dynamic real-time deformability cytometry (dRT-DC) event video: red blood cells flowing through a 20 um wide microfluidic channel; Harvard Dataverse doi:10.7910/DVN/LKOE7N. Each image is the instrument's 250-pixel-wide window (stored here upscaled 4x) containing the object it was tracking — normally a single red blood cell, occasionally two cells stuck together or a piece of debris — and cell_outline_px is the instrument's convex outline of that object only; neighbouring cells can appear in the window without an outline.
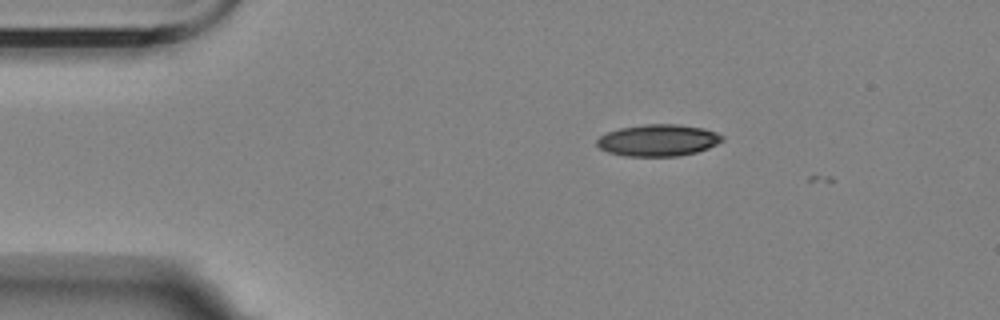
{"species": "Egyptian fruit bat (a non-hibernating species)", "species_latin": "Rousettus aegyptiacus", "temperature_condition": "room temperature", "stored_images_in_passage": 5, "camera_frame_rate_fps": 3000, "um_per_image_px": 0.085, "animal": {"sex": "female"}, "frame": {"image": 1, "passage_image": 2, "time_ms": 1.0, "image_size_px": [1000, 320], "cell_outline_px": [[724, 140], [708, 148], [696, 152], [680, 156], [624, 156], [608, 152], [600, 148], [596, 144], [596, 140], [600, 136], [608, 132], [620, 128], [644, 124], [680, 124], [704, 128], [716, 132], [724, 136]], "centroid_in_image_um": [55.95, 11.92], "position_along_channel_um": 29.0, "area_um2": 23.29}}
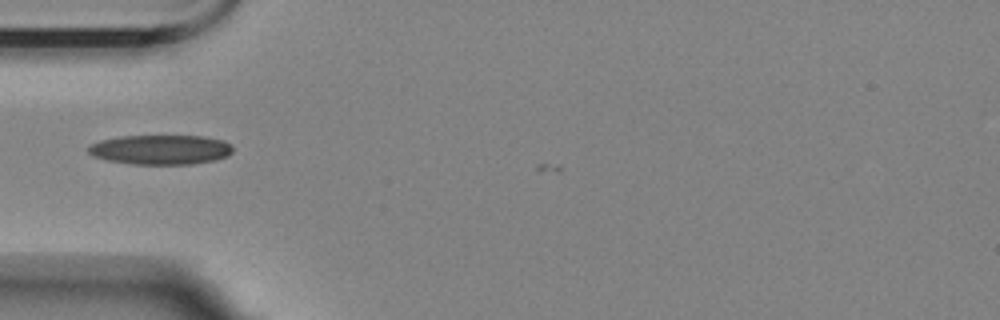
{"frame": {"image": 2, "passage_image": 4, "time_ms": 3.667, "image_size_px": [1000, 320], "cell_outline_px": [[232, 152], [228, 156], [216, 160], [192, 164], [132, 164], [108, 160], [96, 156], [88, 152], [88, 148], [92, 144], [100, 140], [120, 136], [204, 136], [224, 140], [232, 144]], "centroid_in_image_um": [13.71, 12.71], "position_along_channel_um": 71.3, "area_um2": 24.97}}